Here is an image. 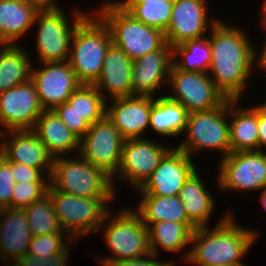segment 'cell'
<instances>
[{
	"label": "cell",
	"mask_w": 266,
	"mask_h": 266,
	"mask_svg": "<svg viewBox=\"0 0 266 266\" xmlns=\"http://www.w3.org/2000/svg\"><path fill=\"white\" fill-rule=\"evenodd\" d=\"M194 160L175 145L164 155L146 183L136 191L140 195L178 196L183 184L198 169Z\"/></svg>",
	"instance_id": "obj_17"
},
{
	"label": "cell",
	"mask_w": 266,
	"mask_h": 266,
	"mask_svg": "<svg viewBox=\"0 0 266 266\" xmlns=\"http://www.w3.org/2000/svg\"><path fill=\"white\" fill-rule=\"evenodd\" d=\"M12 164V175L14 176L16 183L19 182H49L50 176H45L39 169L26 166L22 163Z\"/></svg>",
	"instance_id": "obj_40"
},
{
	"label": "cell",
	"mask_w": 266,
	"mask_h": 266,
	"mask_svg": "<svg viewBox=\"0 0 266 266\" xmlns=\"http://www.w3.org/2000/svg\"><path fill=\"white\" fill-rule=\"evenodd\" d=\"M154 99L148 96L113 98L106 101L105 115L125 140L146 138L144 131L149 129Z\"/></svg>",
	"instance_id": "obj_19"
},
{
	"label": "cell",
	"mask_w": 266,
	"mask_h": 266,
	"mask_svg": "<svg viewBox=\"0 0 266 266\" xmlns=\"http://www.w3.org/2000/svg\"><path fill=\"white\" fill-rule=\"evenodd\" d=\"M71 247L68 245L62 252L42 258H38L33 254H25L11 266H68Z\"/></svg>",
	"instance_id": "obj_39"
},
{
	"label": "cell",
	"mask_w": 266,
	"mask_h": 266,
	"mask_svg": "<svg viewBox=\"0 0 266 266\" xmlns=\"http://www.w3.org/2000/svg\"><path fill=\"white\" fill-rule=\"evenodd\" d=\"M185 132L183 134L186 136H182L176 147L192 159L200 151L202 154V151L207 150L217 151V154L220 152V159L227 156L231 152L229 99L217 108L188 113Z\"/></svg>",
	"instance_id": "obj_8"
},
{
	"label": "cell",
	"mask_w": 266,
	"mask_h": 266,
	"mask_svg": "<svg viewBox=\"0 0 266 266\" xmlns=\"http://www.w3.org/2000/svg\"><path fill=\"white\" fill-rule=\"evenodd\" d=\"M240 102L229 99L231 152L259 151L258 106L241 107Z\"/></svg>",
	"instance_id": "obj_23"
},
{
	"label": "cell",
	"mask_w": 266,
	"mask_h": 266,
	"mask_svg": "<svg viewBox=\"0 0 266 266\" xmlns=\"http://www.w3.org/2000/svg\"><path fill=\"white\" fill-rule=\"evenodd\" d=\"M29 4L35 5L39 10L43 9H55L62 7L59 5V0H25Z\"/></svg>",
	"instance_id": "obj_44"
},
{
	"label": "cell",
	"mask_w": 266,
	"mask_h": 266,
	"mask_svg": "<svg viewBox=\"0 0 266 266\" xmlns=\"http://www.w3.org/2000/svg\"><path fill=\"white\" fill-rule=\"evenodd\" d=\"M47 194L52 200L55 214L64 232L77 242L94 231L98 232L107 212L112 209L108 205L109 202L116 200V198L77 197L57 189H48Z\"/></svg>",
	"instance_id": "obj_9"
},
{
	"label": "cell",
	"mask_w": 266,
	"mask_h": 266,
	"mask_svg": "<svg viewBox=\"0 0 266 266\" xmlns=\"http://www.w3.org/2000/svg\"><path fill=\"white\" fill-rule=\"evenodd\" d=\"M212 55L208 36L172 47L173 66L185 72L208 73Z\"/></svg>",
	"instance_id": "obj_31"
},
{
	"label": "cell",
	"mask_w": 266,
	"mask_h": 266,
	"mask_svg": "<svg viewBox=\"0 0 266 266\" xmlns=\"http://www.w3.org/2000/svg\"><path fill=\"white\" fill-rule=\"evenodd\" d=\"M209 0H175L171 19L164 31L166 42L173 47L186 40L208 36L212 27L220 20L213 15L209 19Z\"/></svg>",
	"instance_id": "obj_14"
},
{
	"label": "cell",
	"mask_w": 266,
	"mask_h": 266,
	"mask_svg": "<svg viewBox=\"0 0 266 266\" xmlns=\"http://www.w3.org/2000/svg\"><path fill=\"white\" fill-rule=\"evenodd\" d=\"M5 45L6 43L0 37V48H3Z\"/></svg>",
	"instance_id": "obj_49"
},
{
	"label": "cell",
	"mask_w": 266,
	"mask_h": 266,
	"mask_svg": "<svg viewBox=\"0 0 266 266\" xmlns=\"http://www.w3.org/2000/svg\"><path fill=\"white\" fill-rule=\"evenodd\" d=\"M168 85L172 93L166 95L183 105L188 113L217 108L227 100L208 73L185 72L172 65Z\"/></svg>",
	"instance_id": "obj_12"
},
{
	"label": "cell",
	"mask_w": 266,
	"mask_h": 266,
	"mask_svg": "<svg viewBox=\"0 0 266 266\" xmlns=\"http://www.w3.org/2000/svg\"><path fill=\"white\" fill-rule=\"evenodd\" d=\"M244 31L239 25L232 26L220 18L208 33L212 55L208 75L230 100H243L256 69L257 48Z\"/></svg>",
	"instance_id": "obj_1"
},
{
	"label": "cell",
	"mask_w": 266,
	"mask_h": 266,
	"mask_svg": "<svg viewBox=\"0 0 266 266\" xmlns=\"http://www.w3.org/2000/svg\"><path fill=\"white\" fill-rule=\"evenodd\" d=\"M266 33V28H261ZM265 43L261 50H256V67L259 68V71L261 70L266 73V34H265ZM260 53H258V52Z\"/></svg>",
	"instance_id": "obj_43"
},
{
	"label": "cell",
	"mask_w": 266,
	"mask_h": 266,
	"mask_svg": "<svg viewBox=\"0 0 266 266\" xmlns=\"http://www.w3.org/2000/svg\"><path fill=\"white\" fill-rule=\"evenodd\" d=\"M62 7L39 10L34 25L37 24L35 50L39 62H63L70 56L71 41L77 26L90 14L75 7L73 14H66ZM86 12V13H85Z\"/></svg>",
	"instance_id": "obj_7"
},
{
	"label": "cell",
	"mask_w": 266,
	"mask_h": 266,
	"mask_svg": "<svg viewBox=\"0 0 266 266\" xmlns=\"http://www.w3.org/2000/svg\"><path fill=\"white\" fill-rule=\"evenodd\" d=\"M111 44L109 28L94 11L90 12L73 34L68 59L81 84L93 85L98 80Z\"/></svg>",
	"instance_id": "obj_4"
},
{
	"label": "cell",
	"mask_w": 266,
	"mask_h": 266,
	"mask_svg": "<svg viewBox=\"0 0 266 266\" xmlns=\"http://www.w3.org/2000/svg\"><path fill=\"white\" fill-rule=\"evenodd\" d=\"M196 266H205V265H196ZM210 266H223V265H210Z\"/></svg>",
	"instance_id": "obj_50"
},
{
	"label": "cell",
	"mask_w": 266,
	"mask_h": 266,
	"mask_svg": "<svg viewBox=\"0 0 266 266\" xmlns=\"http://www.w3.org/2000/svg\"><path fill=\"white\" fill-rule=\"evenodd\" d=\"M217 164L216 186L221 192L249 193L266 188V151L230 152Z\"/></svg>",
	"instance_id": "obj_10"
},
{
	"label": "cell",
	"mask_w": 266,
	"mask_h": 266,
	"mask_svg": "<svg viewBox=\"0 0 266 266\" xmlns=\"http://www.w3.org/2000/svg\"><path fill=\"white\" fill-rule=\"evenodd\" d=\"M146 1H157V0H105V2L101 5L109 4V3H118V2H146ZM165 2H174L175 0H160Z\"/></svg>",
	"instance_id": "obj_46"
},
{
	"label": "cell",
	"mask_w": 266,
	"mask_h": 266,
	"mask_svg": "<svg viewBox=\"0 0 266 266\" xmlns=\"http://www.w3.org/2000/svg\"><path fill=\"white\" fill-rule=\"evenodd\" d=\"M67 103L91 125L101 120L106 113V100L94 85L81 84Z\"/></svg>",
	"instance_id": "obj_34"
},
{
	"label": "cell",
	"mask_w": 266,
	"mask_h": 266,
	"mask_svg": "<svg viewBox=\"0 0 266 266\" xmlns=\"http://www.w3.org/2000/svg\"><path fill=\"white\" fill-rule=\"evenodd\" d=\"M33 131L54 158L79 153L80 139L53 111H44L36 121Z\"/></svg>",
	"instance_id": "obj_25"
},
{
	"label": "cell",
	"mask_w": 266,
	"mask_h": 266,
	"mask_svg": "<svg viewBox=\"0 0 266 266\" xmlns=\"http://www.w3.org/2000/svg\"><path fill=\"white\" fill-rule=\"evenodd\" d=\"M144 224L148 227L149 247L152 254L159 257L160 248L173 254L184 250L186 254H183L181 260L186 264L190 251H186L185 248L188 245L191 247L192 234L197 228L194 224L165 220Z\"/></svg>",
	"instance_id": "obj_24"
},
{
	"label": "cell",
	"mask_w": 266,
	"mask_h": 266,
	"mask_svg": "<svg viewBox=\"0 0 266 266\" xmlns=\"http://www.w3.org/2000/svg\"><path fill=\"white\" fill-rule=\"evenodd\" d=\"M49 182H19L13 187L12 208L23 209L47 195Z\"/></svg>",
	"instance_id": "obj_36"
},
{
	"label": "cell",
	"mask_w": 266,
	"mask_h": 266,
	"mask_svg": "<svg viewBox=\"0 0 266 266\" xmlns=\"http://www.w3.org/2000/svg\"><path fill=\"white\" fill-rule=\"evenodd\" d=\"M39 9L25 0H0V37L6 44L18 45L32 27Z\"/></svg>",
	"instance_id": "obj_27"
},
{
	"label": "cell",
	"mask_w": 266,
	"mask_h": 266,
	"mask_svg": "<svg viewBox=\"0 0 266 266\" xmlns=\"http://www.w3.org/2000/svg\"><path fill=\"white\" fill-rule=\"evenodd\" d=\"M199 171L196 170L183 184L179 198L184 205L188 219L196 227H208L215 210V199L207 189Z\"/></svg>",
	"instance_id": "obj_26"
},
{
	"label": "cell",
	"mask_w": 266,
	"mask_h": 266,
	"mask_svg": "<svg viewBox=\"0 0 266 266\" xmlns=\"http://www.w3.org/2000/svg\"><path fill=\"white\" fill-rule=\"evenodd\" d=\"M32 234L23 209L5 208L0 213V261L11 266L28 250Z\"/></svg>",
	"instance_id": "obj_22"
},
{
	"label": "cell",
	"mask_w": 266,
	"mask_h": 266,
	"mask_svg": "<svg viewBox=\"0 0 266 266\" xmlns=\"http://www.w3.org/2000/svg\"><path fill=\"white\" fill-rule=\"evenodd\" d=\"M153 100L149 129L163 138H178L186 130L188 112L186 108L170 99L165 93Z\"/></svg>",
	"instance_id": "obj_28"
},
{
	"label": "cell",
	"mask_w": 266,
	"mask_h": 266,
	"mask_svg": "<svg viewBox=\"0 0 266 266\" xmlns=\"http://www.w3.org/2000/svg\"><path fill=\"white\" fill-rule=\"evenodd\" d=\"M41 67H32L31 80L34 82L40 104L44 111H52L67 102L72 93L81 85L69 61L39 62Z\"/></svg>",
	"instance_id": "obj_15"
},
{
	"label": "cell",
	"mask_w": 266,
	"mask_h": 266,
	"mask_svg": "<svg viewBox=\"0 0 266 266\" xmlns=\"http://www.w3.org/2000/svg\"><path fill=\"white\" fill-rule=\"evenodd\" d=\"M171 148L149 137L124 140L120 166L112 177L115 192L118 179L129 183L134 190L140 189Z\"/></svg>",
	"instance_id": "obj_11"
},
{
	"label": "cell",
	"mask_w": 266,
	"mask_h": 266,
	"mask_svg": "<svg viewBox=\"0 0 266 266\" xmlns=\"http://www.w3.org/2000/svg\"><path fill=\"white\" fill-rule=\"evenodd\" d=\"M99 8L95 13L109 28L112 43L131 60L158 50L166 43L163 31L138 21L119 3L100 5Z\"/></svg>",
	"instance_id": "obj_6"
},
{
	"label": "cell",
	"mask_w": 266,
	"mask_h": 266,
	"mask_svg": "<svg viewBox=\"0 0 266 266\" xmlns=\"http://www.w3.org/2000/svg\"><path fill=\"white\" fill-rule=\"evenodd\" d=\"M258 197H259L258 200H260V202H261L260 204L262 205V207L264 208V210L266 212V188H264L263 190L260 191V194Z\"/></svg>",
	"instance_id": "obj_47"
},
{
	"label": "cell",
	"mask_w": 266,
	"mask_h": 266,
	"mask_svg": "<svg viewBox=\"0 0 266 266\" xmlns=\"http://www.w3.org/2000/svg\"><path fill=\"white\" fill-rule=\"evenodd\" d=\"M116 213L110 209L98 229L104 231L103 239L105 238V243L111 252V256H96L100 266L140 258L151 253L148 227L139 214L130 206ZM114 214L116 215L113 216Z\"/></svg>",
	"instance_id": "obj_3"
},
{
	"label": "cell",
	"mask_w": 266,
	"mask_h": 266,
	"mask_svg": "<svg viewBox=\"0 0 266 266\" xmlns=\"http://www.w3.org/2000/svg\"><path fill=\"white\" fill-rule=\"evenodd\" d=\"M124 138L106 117L95 122L80 139L79 154L113 177L121 162Z\"/></svg>",
	"instance_id": "obj_13"
},
{
	"label": "cell",
	"mask_w": 266,
	"mask_h": 266,
	"mask_svg": "<svg viewBox=\"0 0 266 266\" xmlns=\"http://www.w3.org/2000/svg\"><path fill=\"white\" fill-rule=\"evenodd\" d=\"M0 155L8 162L39 169L45 176L52 172L54 157L33 130L1 132Z\"/></svg>",
	"instance_id": "obj_18"
},
{
	"label": "cell",
	"mask_w": 266,
	"mask_h": 266,
	"mask_svg": "<svg viewBox=\"0 0 266 266\" xmlns=\"http://www.w3.org/2000/svg\"><path fill=\"white\" fill-rule=\"evenodd\" d=\"M44 112L32 80L0 93V125L5 131L33 130Z\"/></svg>",
	"instance_id": "obj_16"
},
{
	"label": "cell",
	"mask_w": 266,
	"mask_h": 266,
	"mask_svg": "<svg viewBox=\"0 0 266 266\" xmlns=\"http://www.w3.org/2000/svg\"><path fill=\"white\" fill-rule=\"evenodd\" d=\"M217 224L197 227L192 234L187 263L194 265L246 266L242 262L258 241L259 230L240 225L228 209Z\"/></svg>",
	"instance_id": "obj_2"
},
{
	"label": "cell",
	"mask_w": 266,
	"mask_h": 266,
	"mask_svg": "<svg viewBox=\"0 0 266 266\" xmlns=\"http://www.w3.org/2000/svg\"><path fill=\"white\" fill-rule=\"evenodd\" d=\"M76 240H72L65 232L53 233L42 236H32L26 254H33L38 258L53 256L62 252L68 245Z\"/></svg>",
	"instance_id": "obj_35"
},
{
	"label": "cell",
	"mask_w": 266,
	"mask_h": 266,
	"mask_svg": "<svg viewBox=\"0 0 266 266\" xmlns=\"http://www.w3.org/2000/svg\"><path fill=\"white\" fill-rule=\"evenodd\" d=\"M141 200L133 208L144 223L171 221L193 224L187 217L179 196L140 195Z\"/></svg>",
	"instance_id": "obj_30"
},
{
	"label": "cell",
	"mask_w": 266,
	"mask_h": 266,
	"mask_svg": "<svg viewBox=\"0 0 266 266\" xmlns=\"http://www.w3.org/2000/svg\"><path fill=\"white\" fill-rule=\"evenodd\" d=\"M15 184L12 164L0 155V209L12 208V192Z\"/></svg>",
	"instance_id": "obj_38"
},
{
	"label": "cell",
	"mask_w": 266,
	"mask_h": 266,
	"mask_svg": "<svg viewBox=\"0 0 266 266\" xmlns=\"http://www.w3.org/2000/svg\"><path fill=\"white\" fill-rule=\"evenodd\" d=\"M129 14L138 21L165 31L171 19L173 2H118Z\"/></svg>",
	"instance_id": "obj_33"
},
{
	"label": "cell",
	"mask_w": 266,
	"mask_h": 266,
	"mask_svg": "<svg viewBox=\"0 0 266 266\" xmlns=\"http://www.w3.org/2000/svg\"><path fill=\"white\" fill-rule=\"evenodd\" d=\"M158 258L159 257L150 253L149 255L140 258L121 260L115 263H108L104 266H175L176 265L175 260L161 261Z\"/></svg>",
	"instance_id": "obj_41"
},
{
	"label": "cell",
	"mask_w": 266,
	"mask_h": 266,
	"mask_svg": "<svg viewBox=\"0 0 266 266\" xmlns=\"http://www.w3.org/2000/svg\"><path fill=\"white\" fill-rule=\"evenodd\" d=\"M52 111L79 139H81L91 127V124L67 102L56 106Z\"/></svg>",
	"instance_id": "obj_37"
},
{
	"label": "cell",
	"mask_w": 266,
	"mask_h": 266,
	"mask_svg": "<svg viewBox=\"0 0 266 266\" xmlns=\"http://www.w3.org/2000/svg\"><path fill=\"white\" fill-rule=\"evenodd\" d=\"M132 73L133 60L112 43L106 52L101 74L93 85L106 101L130 97L133 96Z\"/></svg>",
	"instance_id": "obj_21"
},
{
	"label": "cell",
	"mask_w": 266,
	"mask_h": 266,
	"mask_svg": "<svg viewBox=\"0 0 266 266\" xmlns=\"http://www.w3.org/2000/svg\"><path fill=\"white\" fill-rule=\"evenodd\" d=\"M48 189L77 197H117L112 177L102 168L90 164L79 153L72 158L71 155L54 158Z\"/></svg>",
	"instance_id": "obj_5"
},
{
	"label": "cell",
	"mask_w": 266,
	"mask_h": 266,
	"mask_svg": "<svg viewBox=\"0 0 266 266\" xmlns=\"http://www.w3.org/2000/svg\"><path fill=\"white\" fill-rule=\"evenodd\" d=\"M21 45L6 44L0 50V93L31 80L30 51Z\"/></svg>",
	"instance_id": "obj_29"
},
{
	"label": "cell",
	"mask_w": 266,
	"mask_h": 266,
	"mask_svg": "<svg viewBox=\"0 0 266 266\" xmlns=\"http://www.w3.org/2000/svg\"><path fill=\"white\" fill-rule=\"evenodd\" d=\"M23 210L27 216V223L32 236L64 232L48 194Z\"/></svg>",
	"instance_id": "obj_32"
},
{
	"label": "cell",
	"mask_w": 266,
	"mask_h": 266,
	"mask_svg": "<svg viewBox=\"0 0 266 266\" xmlns=\"http://www.w3.org/2000/svg\"><path fill=\"white\" fill-rule=\"evenodd\" d=\"M261 8L259 9V12L261 15L259 18L261 21H259V24L262 28H266V0H262Z\"/></svg>",
	"instance_id": "obj_45"
},
{
	"label": "cell",
	"mask_w": 266,
	"mask_h": 266,
	"mask_svg": "<svg viewBox=\"0 0 266 266\" xmlns=\"http://www.w3.org/2000/svg\"><path fill=\"white\" fill-rule=\"evenodd\" d=\"M172 62V47L166 42L160 49L133 61V96H160V87H167ZM166 83V84H165Z\"/></svg>",
	"instance_id": "obj_20"
},
{
	"label": "cell",
	"mask_w": 266,
	"mask_h": 266,
	"mask_svg": "<svg viewBox=\"0 0 266 266\" xmlns=\"http://www.w3.org/2000/svg\"><path fill=\"white\" fill-rule=\"evenodd\" d=\"M266 114V100L262 103L256 104Z\"/></svg>",
	"instance_id": "obj_48"
},
{
	"label": "cell",
	"mask_w": 266,
	"mask_h": 266,
	"mask_svg": "<svg viewBox=\"0 0 266 266\" xmlns=\"http://www.w3.org/2000/svg\"><path fill=\"white\" fill-rule=\"evenodd\" d=\"M259 151H266V114L258 107Z\"/></svg>",
	"instance_id": "obj_42"
}]
</instances>
